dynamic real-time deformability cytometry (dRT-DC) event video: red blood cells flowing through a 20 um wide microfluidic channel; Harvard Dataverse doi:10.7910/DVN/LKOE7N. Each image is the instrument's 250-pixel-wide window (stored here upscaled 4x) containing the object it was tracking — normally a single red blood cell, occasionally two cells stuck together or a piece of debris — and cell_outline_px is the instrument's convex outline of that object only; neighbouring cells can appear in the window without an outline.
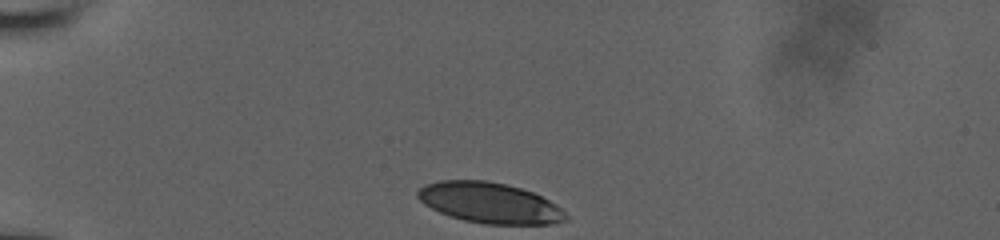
{"species": "human", "species_latin": "Homo sapiens", "temperature_condition": "room temperature", "stored_images_in_passage": 31, "camera_frame_rate_fps": 3000, "um_per_image_px": 0.085, "donor": {"sex": "male"}, "frame": {"image": 1, "passage_image": 1, "time_ms": 0.0, "image_size_px": [1000, 240], "cell_outline_px": [[568, 220], [552, 224], [484, 224], [464, 220], [440, 212], [424, 204], [416, 196], [416, 192], [424, 184], [440, 180], [484, 180], [504, 184], [520, 188], [532, 192], [556, 204], [568, 216]], "centroid_in_image_um": [41.61, 17.24], "position_along_channel_um": 43.4, "area_um2": 34.91}}
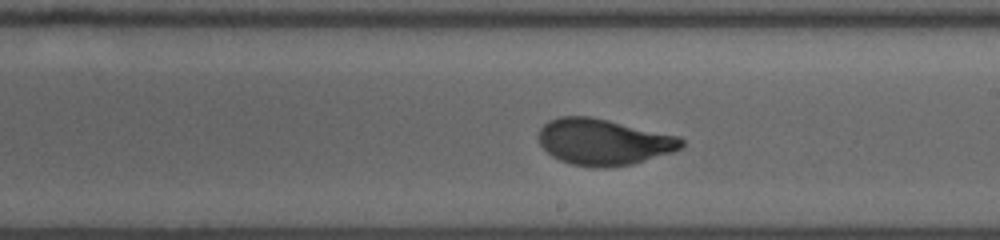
{"frame": {"image": 2, "passage_image": 18, "time_ms": 6.333, "image_size_px": [1000, 240], "cell_outline_px": [[684, 144], [680, 148], [672, 152], [632, 164], [604, 168], [596, 168], [572, 164], [560, 160], [552, 156], [540, 144], [540, 128], [548, 120], [560, 116], [588, 116], [608, 120], [680, 136], [684, 140]], "centroid_in_image_um": [51.31, 12.06], "position_along_channel_um": 237.7, "area_um2": 38.32}}
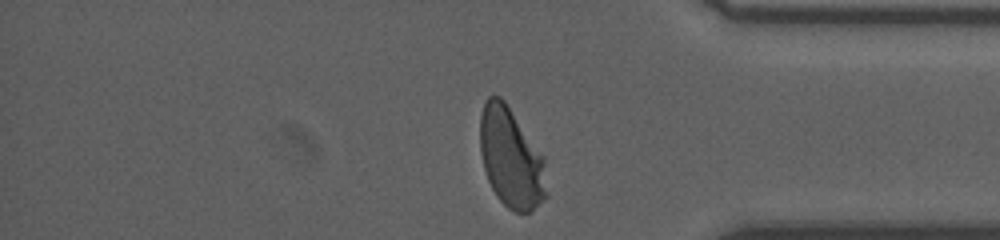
{"frame": {"image": 3, "passage_image": 31, "time_ms": 10.667, "image_size_px": [1000, 240], "cell_outline_px": [[548, 196], [532, 212], [516, 212], [508, 208], [496, 196], [488, 180], [484, 168], [480, 152], [480, 116], [484, 104], [488, 96], [500, 96], [504, 100], [544, 156]], "centroid_in_image_um": [43.45, 13.45], "position_along_channel_um": 391.7, "area_um2": 38.96}, "authors_computed_cell_mechanics": {"area_um2": 37.859, "velocity_mm_per_s": 3.8248, "shape_relaxation_time_tau1_ms": 3.7131, "shape_relaxation_time_tau2_ms": null, "deformation_change_tau1": 0.1796, "deformation_change_tau2": null}}